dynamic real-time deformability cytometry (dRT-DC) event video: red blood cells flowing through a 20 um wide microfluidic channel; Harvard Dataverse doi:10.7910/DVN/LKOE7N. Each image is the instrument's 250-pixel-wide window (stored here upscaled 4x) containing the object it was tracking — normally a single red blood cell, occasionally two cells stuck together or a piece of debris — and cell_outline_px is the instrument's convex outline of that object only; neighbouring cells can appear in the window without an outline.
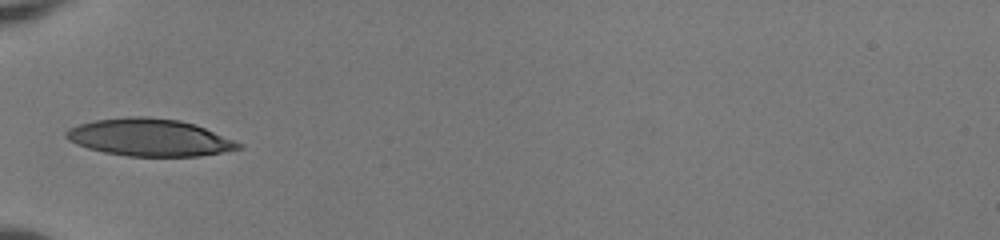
{"species": "human", "species_latin": "Homo sapiens", "temperature_condition": "room temperature", "stored_images_in_passage": 5, "camera_frame_rate_fps": 3000, "um_per_image_px": 0.085, "donor": {"sex": "female"}, "frame": {"image": 1, "passage_image": 1, "time_ms": 0.0, "image_size_px": [1000, 240], "cell_outline_px": [[244, 148], [200, 156], [128, 156], [104, 152], [88, 148], [76, 144], [68, 140], [64, 136], [64, 132], [68, 128], [80, 124], [96, 120], [132, 116], [148, 116], [180, 120], [196, 124], [244, 144]], "centroid_in_image_um": [12.73, 11.68], "position_along_channel_um": 72.3, "area_um2": 37.63}}